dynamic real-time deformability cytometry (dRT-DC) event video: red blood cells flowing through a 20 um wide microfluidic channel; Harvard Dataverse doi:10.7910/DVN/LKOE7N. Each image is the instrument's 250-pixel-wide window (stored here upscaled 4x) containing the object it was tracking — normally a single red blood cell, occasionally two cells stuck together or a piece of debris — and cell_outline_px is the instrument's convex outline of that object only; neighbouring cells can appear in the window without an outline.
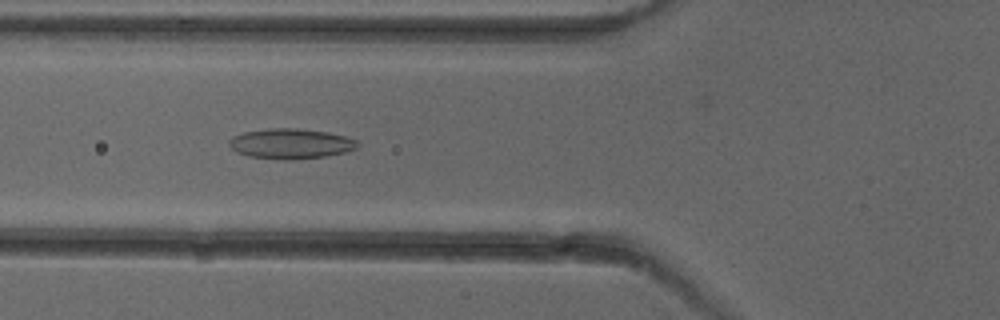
{"species": "common noctule bat (a hibernating species)", "species_latin": "Nyctalus noctula", "temperature_condition": "cold", "stored_images_in_passage": 6, "camera_frame_rate_fps": 3000, "um_per_image_px": 0.085, "animal": {"sex": "female"}, "frame": {"image": 1, "passage_image": 6, "time_ms": 5.667, "image_size_px": [1000, 320], "cell_outline_px": [[360, 144], [356, 148], [344, 152], [324, 156], [288, 160], [284, 160], [248, 156], [236, 152], [228, 144], [228, 140], [232, 136], [244, 132], [268, 128], [296, 128], [328, 132], [344, 136], [356, 140]], "centroid_in_image_um": [24.67, 12.21], "position_along_channel_um": 101.1, "area_um2": 22.54}}